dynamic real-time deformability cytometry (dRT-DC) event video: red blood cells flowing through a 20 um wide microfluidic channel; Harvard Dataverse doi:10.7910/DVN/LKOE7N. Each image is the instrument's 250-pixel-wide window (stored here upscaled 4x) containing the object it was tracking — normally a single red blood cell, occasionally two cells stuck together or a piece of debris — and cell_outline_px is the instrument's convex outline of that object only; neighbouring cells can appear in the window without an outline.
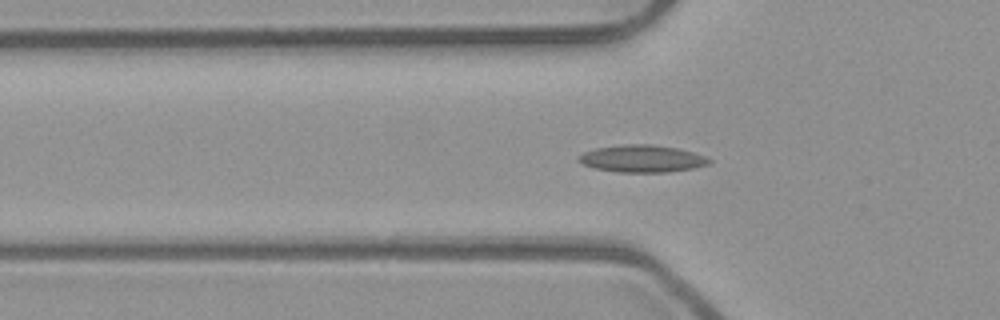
{"species": "common noctule bat (a hibernating species)", "species_latin": "Nyctalus noctula", "temperature_condition": "room temperature", "stored_images_in_passage": 44, "segment_of_instrument_passage": [1, 2], "camera_frame_rate_fps": 3000, "um_per_image_px": 0.085, "animal": {"sex": "male", "body_mass_g": 23.1, "forearm_length_mm": 52.7}, "frame": {"image": 1, "passage_image": 8, "time_ms": 2.333, "image_size_px": [1000, 320], "cell_outline_px": [[712, 160], [708, 164], [692, 168], [668, 172], [616, 172], [596, 168], [584, 164], [576, 160], [576, 156], [584, 152], [596, 148], [624, 144], [652, 144], [676, 148], [692, 152], [704, 156]], "centroid_in_image_um": [54.54, 13.48], "position_along_channel_um": 71.3, "area_um2": 20.58}}
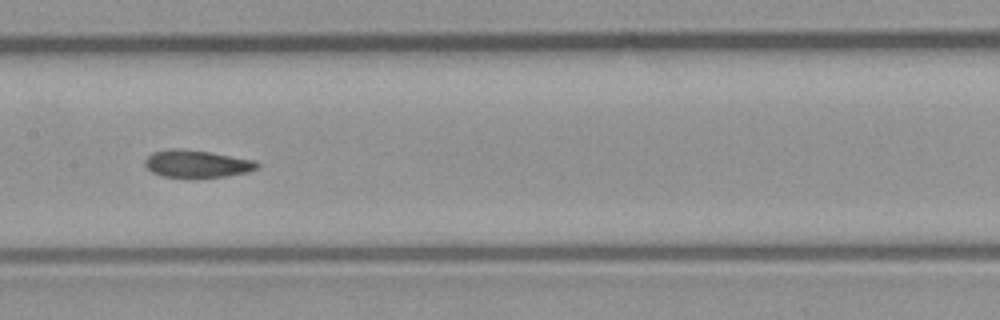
{"frame": {"image": 2, "passage_image": 17, "time_ms": 5.333, "image_size_px": [1000, 320], "cell_outline_px": [[260, 164], [256, 168], [248, 172], [228, 176], [192, 180], [160, 176], [152, 172], [144, 164], [144, 160], [152, 152], [172, 148], [208, 152], [256, 160]], "centroid_in_image_um": [16.72, 13.97], "position_along_channel_um": 190.7, "area_um2": 18.5}}
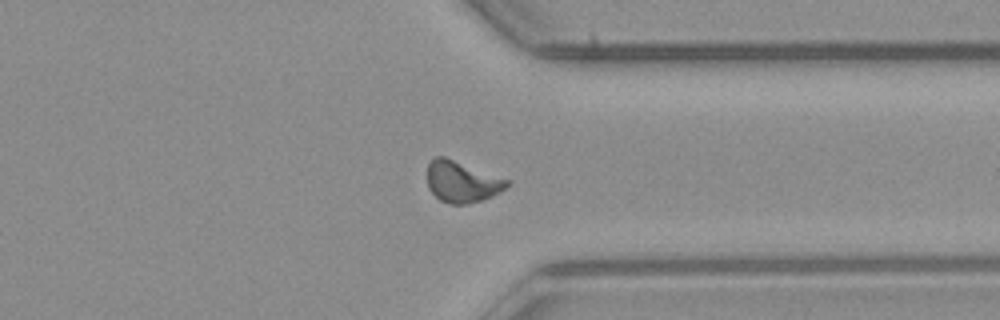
{"frame": {"image": 3, "passage_image": 31, "time_ms": 10.0, "image_size_px": [1000, 320], "cell_outline_px": [[508, 184], [500, 192], [492, 196], [468, 204], [448, 204], [440, 200], [428, 188], [428, 164], [436, 156], [444, 156], [508, 180]], "centroid_in_image_um": [39.23, 15.46], "position_along_channel_um": 372.2, "area_um2": 18.79}}